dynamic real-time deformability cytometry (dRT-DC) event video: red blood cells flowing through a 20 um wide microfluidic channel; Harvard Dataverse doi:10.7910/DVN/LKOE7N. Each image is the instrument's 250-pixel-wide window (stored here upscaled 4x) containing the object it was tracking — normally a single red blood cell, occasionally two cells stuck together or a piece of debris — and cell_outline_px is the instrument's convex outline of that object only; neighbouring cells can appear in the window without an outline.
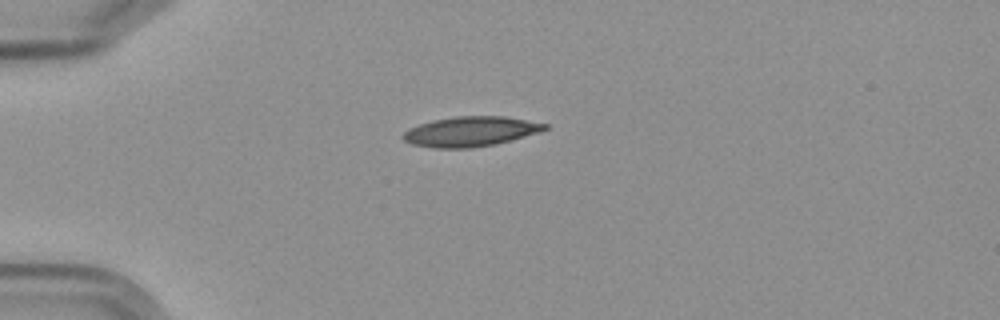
{"species": "Egyptian fruit bat (a non-hibernating species)", "species_latin": "Rousettus aegyptiacus", "temperature_condition": "cold", "stored_images_in_passage": 12, "camera_frame_rate_fps": 3000, "um_per_image_px": 0.085, "frame": {"image": 1, "passage_image": 1, "time_ms": 0.0, "image_size_px": [1000, 320], "cell_outline_px": [[548, 128], [540, 132], [492, 144], [468, 148], [436, 148], [412, 144], [404, 140], [400, 136], [408, 128], [432, 120], [456, 116], [504, 116], [548, 124]], "centroid_in_image_um": [39.95, 11.17], "position_along_channel_um": 45.0, "area_um2": 24.45}}
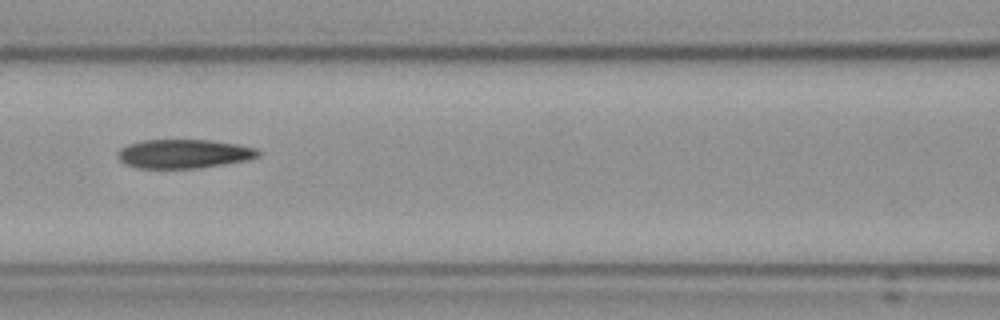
{"frame": {"image": 2, "passage_image": 4, "time_ms": 3.667, "image_size_px": [1000, 320], "cell_outline_px": [[260, 156], [248, 160], [224, 164], [196, 168], [136, 168], [120, 160], [116, 152], [120, 148], [128, 144], [144, 140], [208, 140], [236, 144], [256, 148], [260, 152]], "centroid_in_image_um": [15.63, 13.07], "position_along_channel_um": 151.0, "area_um2": 23.58}}
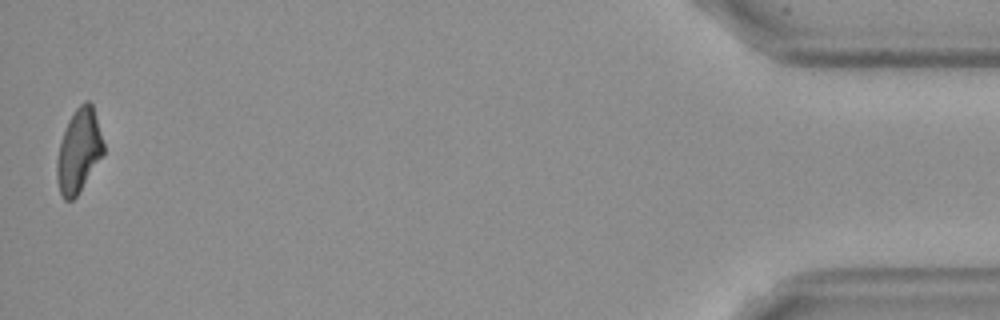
{"frame": {"image": 3, "passage_image": 12, "time_ms": 13.667, "image_size_px": [1000, 320], "cell_outline_px": [[104, 152], [76, 196], [72, 200], [64, 200], [60, 192], [56, 176], [56, 164], [60, 144], [68, 120], [76, 108], [84, 100], [88, 100], [92, 104], [104, 144]], "centroid_in_image_um": [6.69, 12.8], "position_along_channel_um": 428.5, "area_um2": 22.2}, "authors_computed_cell_mechanics": {"area_um2": 23.8714, "velocity_mm_per_s": 3.609, "shape_relaxation_time_tau1_ms": 8.6627, "shape_relaxation_time_tau2_ms": 5.148, "deformation_change_tau1": 0.1911, "deformation_change_tau2": 0.1265}}